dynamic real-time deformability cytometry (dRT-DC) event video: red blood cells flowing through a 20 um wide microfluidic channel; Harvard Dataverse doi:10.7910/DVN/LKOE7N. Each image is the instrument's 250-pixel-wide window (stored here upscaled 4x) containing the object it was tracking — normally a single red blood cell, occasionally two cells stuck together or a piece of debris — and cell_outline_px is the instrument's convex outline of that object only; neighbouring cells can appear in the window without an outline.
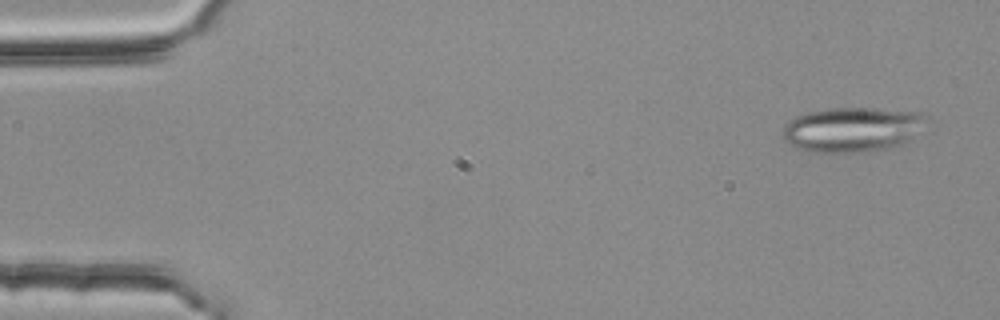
{"species": "common noctule bat (a hibernating species)", "species_latin": "Nyctalus noctula", "temperature_condition": "room temperature", "stored_images_in_passage": 3, "camera_frame_rate_fps": 3000, "um_per_image_px": 0.085, "animal": {"sex": "female", "body_mass_g": 25.1}, "frame": {"image": 1, "passage_image": 1, "time_ms": 0.0, "image_size_px": [1000, 320], "cell_outline_px": [[928, 116], [900, 144], [888, 148], [852, 152], [812, 152], [800, 148], [784, 140], [784, 128], [796, 116], [808, 112], [828, 108], [876, 108], [920, 112]], "centroid_in_image_um": [72.37, 10.98], "position_along_channel_um": 12.6, "area_um2": 36.18}}